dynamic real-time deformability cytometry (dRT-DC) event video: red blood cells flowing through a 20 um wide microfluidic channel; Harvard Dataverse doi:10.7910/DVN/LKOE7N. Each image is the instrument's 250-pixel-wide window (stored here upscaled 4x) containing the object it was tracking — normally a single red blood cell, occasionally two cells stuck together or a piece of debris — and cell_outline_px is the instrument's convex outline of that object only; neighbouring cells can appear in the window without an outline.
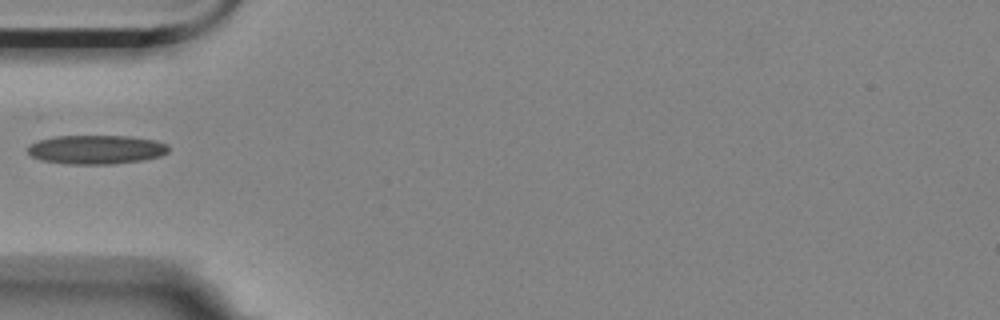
{"species": "Egyptian fruit bat (a non-hibernating species)", "species_latin": "Rousettus aegyptiacus", "temperature_condition": "room temperature", "stored_images_in_passage": 2, "camera_frame_rate_fps": 3000, "um_per_image_px": 0.085, "animal": {"sex": "female"}, "frame": {"image": 1, "passage_image": 1, "time_ms": 0.0, "image_size_px": [1000, 320], "cell_outline_px": [[168, 152], [160, 156], [144, 160], [112, 164], [68, 164], [40, 160], [32, 156], [28, 152], [28, 144], [36, 140], [56, 136], [128, 136], [156, 140], [168, 144]], "centroid_in_image_um": [8.17, 12.71], "position_along_channel_um": 76.8, "area_um2": 23.99}}
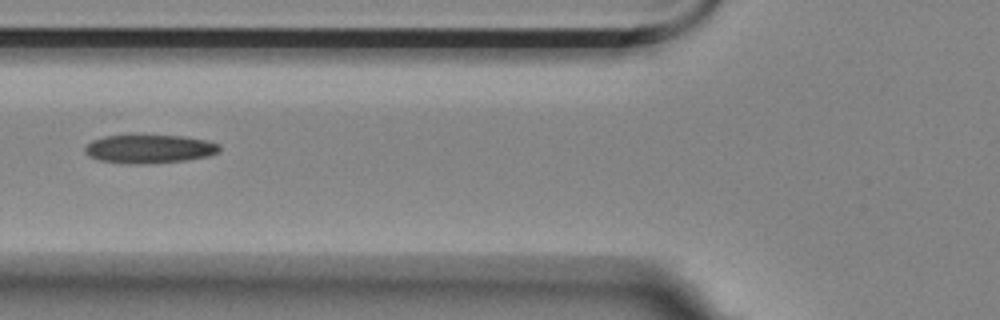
{"frame": {"image": 2, "passage_image": 2, "time_ms": 0.333, "image_size_px": [1000, 320], "cell_outline_px": [[220, 152], [208, 156], [184, 160], [140, 164], [128, 164], [100, 160], [88, 156], [84, 152], [84, 148], [92, 140], [104, 136], [132, 132], [184, 136], [208, 140], [220, 144]], "centroid_in_image_um": [12.67, 12.6], "position_along_channel_um": 113.1, "area_um2": 23.41}}